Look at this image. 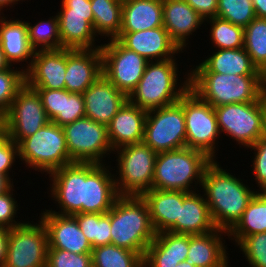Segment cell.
Returning a JSON list of instances; mask_svg holds the SVG:
<instances>
[{"label": "cell", "mask_w": 266, "mask_h": 267, "mask_svg": "<svg viewBox=\"0 0 266 267\" xmlns=\"http://www.w3.org/2000/svg\"><path fill=\"white\" fill-rule=\"evenodd\" d=\"M266 232V194L257 191L248 203L242 217L228 232L236 245L246 236Z\"/></svg>", "instance_id": "31"}, {"label": "cell", "mask_w": 266, "mask_h": 267, "mask_svg": "<svg viewBox=\"0 0 266 267\" xmlns=\"http://www.w3.org/2000/svg\"><path fill=\"white\" fill-rule=\"evenodd\" d=\"M217 17L245 28L256 15L252 0H218Z\"/></svg>", "instance_id": "39"}, {"label": "cell", "mask_w": 266, "mask_h": 267, "mask_svg": "<svg viewBox=\"0 0 266 267\" xmlns=\"http://www.w3.org/2000/svg\"><path fill=\"white\" fill-rule=\"evenodd\" d=\"M220 133L248 148L262 137L266 97L260 101L214 107Z\"/></svg>", "instance_id": "9"}, {"label": "cell", "mask_w": 266, "mask_h": 267, "mask_svg": "<svg viewBox=\"0 0 266 267\" xmlns=\"http://www.w3.org/2000/svg\"><path fill=\"white\" fill-rule=\"evenodd\" d=\"M102 74L127 96L136 88L147 63L144 57L124 47L117 39L101 44Z\"/></svg>", "instance_id": "14"}, {"label": "cell", "mask_w": 266, "mask_h": 267, "mask_svg": "<svg viewBox=\"0 0 266 267\" xmlns=\"http://www.w3.org/2000/svg\"><path fill=\"white\" fill-rule=\"evenodd\" d=\"M59 20V34L64 49H97L93 28V15L69 14V9L56 13Z\"/></svg>", "instance_id": "26"}, {"label": "cell", "mask_w": 266, "mask_h": 267, "mask_svg": "<svg viewBox=\"0 0 266 267\" xmlns=\"http://www.w3.org/2000/svg\"><path fill=\"white\" fill-rule=\"evenodd\" d=\"M26 84L25 70L10 67L0 71V116L9 110L18 91Z\"/></svg>", "instance_id": "38"}, {"label": "cell", "mask_w": 266, "mask_h": 267, "mask_svg": "<svg viewBox=\"0 0 266 267\" xmlns=\"http://www.w3.org/2000/svg\"><path fill=\"white\" fill-rule=\"evenodd\" d=\"M149 207L150 219L156 233L167 232L179 219L183 191L150 189L142 195Z\"/></svg>", "instance_id": "28"}, {"label": "cell", "mask_w": 266, "mask_h": 267, "mask_svg": "<svg viewBox=\"0 0 266 267\" xmlns=\"http://www.w3.org/2000/svg\"><path fill=\"white\" fill-rule=\"evenodd\" d=\"M143 142L156 153L186 147L183 95L176 103L147 111Z\"/></svg>", "instance_id": "10"}, {"label": "cell", "mask_w": 266, "mask_h": 267, "mask_svg": "<svg viewBox=\"0 0 266 267\" xmlns=\"http://www.w3.org/2000/svg\"><path fill=\"white\" fill-rule=\"evenodd\" d=\"M6 175L0 174V195L10 190L13 186V180ZM12 183V184H11Z\"/></svg>", "instance_id": "54"}, {"label": "cell", "mask_w": 266, "mask_h": 267, "mask_svg": "<svg viewBox=\"0 0 266 267\" xmlns=\"http://www.w3.org/2000/svg\"><path fill=\"white\" fill-rule=\"evenodd\" d=\"M42 214V215H41ZM40 219L48 235V249H62L76 254L92 253V246L73 215L43 211Z\"/></svg>", "instance_id": "17"}, {"label": "cell", "mask_w": 266, "mask_h": 267, "mask_svg": "<svg viewBox=\"0 0 266 267\" xmlns=\"http://www.w3.org/2000/svg\"><path fill=\"white\" fill-rule=\"evenodd\" d=\"M0 45L11 66L26 61L25 72L30 68L35 50L29 43L26 21L7 20L0 14Z\"/></svg>", "instance_id": "27"}, {"label": "cell", "mask_w": 266, "mask_h": 267, "mask_svg": "<svg viewBox=\"0 0 266 267\" xmlns=\"http://www.w3.org/2000/svg\"><path fill=\"white\" fill-rule=\"evenodd\" d=\"M19 1H23V0H0V14H1V10L4 8V7H8V6H13L14 3L15 4H18L17 2Z\"/></svg>", "instance_id": "56"}, {"label": "cell", "mask_w": 266, "mask_h": 267, "mask_svg": "<svg viewBox=\"0 0 266 267\" xmlns=\"http://www.w3.org/2000/svg\"><path fill=\"white\" fill-rule=\"evenodd\" d=\"M262 138L266 139V113L263 120V132H262Z\"/></svg>", "instance_id": "58"}, {"label": "cell", "mask_w": 266, "mask_h": 267, "mask_svg": "<svg viewBox=\"0 0 266 267\" xmlns=\"http://www.w3.org/2000/svg\"><path fill=\"white\" fill-rule=\"evenodd\" d=\"M254 150L253 159V175L255 176L256 184L259 186L260 192L266 189V139L259 138L252 146L248 147Z\"/></svg>", "instance_id": "43"}, {"label": "cell", "mask_w": 266, "mask_h": 267, "mask_svg": "<svg viewBox=\"0 0 266 267\" xmlns=\"http://www.w3.org/2000/svg\"><path fill=\"white\" fill-rule=\"evenodd\" d=\"M175 61H177L176 58L148 62L143 76L128 96V100L145 111L158 109L179 101L189 88V71L186 80L178 88L177 73L179 70H177L178 64Z\"/></svg>", "instance_id": "4"}, {"label": "cell", "mask_w": 266, "mask_h": 267, "mask_svg": "<svg viewBox=\"0 0 266 267\" xmlns=\"http://www.w3.org/2000/svg\"><path fill=\"white\" fill-rule=\"evenodd\" d=\"M102 75V53L97 49H66L65 89L83 94Z\"/></svg>", "instance_id": "21"}, {"label": "cell", "mask_w": 266, "mask_h": 267, "mask_svg": "<svg viewBox=\"0 0 266 267\" xmlns=\"http://www.w3.org/2000/svg\"><path fill=\"white\" fill-rule=\"evenodd\" d=\"M183 110L186 147L204 152L209 158L216 160L215 144H218L216 139L221 133L214 107L188 88L183 94Z\"/></svg>", "instance_id": "8"}, {"label": "cell", "mask_w": 266, "mask_h": 267, "mask_svg": "<svg viewBox=\"0 0 266 267\" xmlns=\"http://www.w3.org/2000/svg\"><path fill=\"white\" fill-rule=\"evenodd\" d=\"M123 0H91L96 35L116 39L122 26Z\"/></svg>", "instance_id": "32"}, {"label": "cell", "mask_w": 266, "mask_h": 267, "mask_svg": "<svg viewBox=\"0 0 266 267\" xmlns=\"http://www.w3.org/2000/svg\"><path fill=\"white\" fill-rule=\"evenodd\" d=\"M156 237L142 196H119L111 208V244L145 255Z\"/></svg>", "instance_id": "3"}, {"label": "cell", "mask_w": 266, "mask_h": 267, "mask_svg": "<svg viewBox=\"0 0 266 267\" xmlns=\"http://www.w3.org/2000/svg\"><path fill=\"white\" fill-rule=\"evenodd\" d=\"M19 157L28 168L47 174L71 164L62 126L52 121L18 144Z\"/></svg>", "instance_id": "6"}, {"label": "cell", "mask_w": 266, "mask_h": 267, "mask_svg": "<svg viewBox=\"0 0 266 267\" xmlns=\"http://www.w3.org/2000/svg\"><path fill=\"white\" fill-rule=\"evenodd\" d=\"M19 156L18 145L5 132L0 135V174L10 178L9 171Z\"/></svg>", "instance_id": "45"}, {"label": "cell", "mask_w": 266, "mask_h": 267, "mask_svg": "<svg viewBox=\"0 0 266 267\" xmlns=\"http://www.w3.org/2000/svg\"><path fill=\"white\" fill-rule=\"evenodd\" d=\"M9 229L0 227V267L3 266L7 255Z\"/></svg>", "instance_id": "52"}, {"label": "cell", "mask_w": 266, "mask_h": 267, "mask_svg": "<svg viewBox=\"0 0 266 267\" xmlns=\"http://www.w3.org/2000/svg\"><path fill=\"white\" fill-rule=\"evenodd\" d=\"M63 130L72 163L103 164V157L113 151L107 136V126L88 117L64 125Z\"/></svg>", "instance_id": "12"}, {"label": "cell", "mask_w": 266, "mask_h": 267, "mask_svg": "<svg viewBox=\"0 0 266 267\" xmlns=\"http://www.w3.org/2000/svg\"><path fill=\"white\" fill-rule=\"evenodd\" d=\"M66 49L37 50L25 72L26 84L33 89H65Z\"/></svg>", "instance_id": "20"}, {"label": "cell", "mask_w": 266, "mask_h": 267, "mask_svg": "<svg viewBox=\"0 0 266 267\" xmlns=\"http://www.w3.org/2000/svg\"><path fill=\"white\" fill-rule=\"evenodd\" d=\"M252 267H266V232L244 237L238 245Z\"/></svg>", "instance_id": "41"}, {"label": "cell", "mask_w": 266, "mask_h": 267, "mask_svg": "<svg viewBox=\"0 0 266 267\" xmlns=\"http://www.w3.org/2000/svg\"><path fill=\"white\" fill-rule=\"evenodd\" d=\"M4 132L3 117L0 116V135Z\"/></svg>", "instance_id": "59"}, {"label": "cell", "mask_w": 266, "mask_h": 267, "mask_svg": "<svg viewBox=\"0 0 266 267\" xmlns=\"http://www.w3.org/2000/svg\"><path fill=\"white\" fill-rule=\"evenodd\" d=\"M60 9H69V14L93 15L91 0H62Z\"/></svg>", "instance_id": "50"}, {"label": "cell", "mask_w": 266, "mask_h": 267, "mask_svg": "<svg viewBox=\"0 0 266 267\" xmlns=\"http://www.w3.org/2000/svg\"><path fill=\"white\" fill-rule=\"evenodd\" d=\"M51 197L61 211H51L60 215L82 213L83 202V163L73 162L49 174ZM52 177V178H51Z\"/></svg>", "instance_id": "16"}, {"label": "cell", "mask_w": 266, "mask_h": 267, "mask_svg": "<svg viewBox=\"0 0 266 267\" xmlns=\"http://www.w3.org/2000/svg\"><path fill=\"white\" fill-rule=\"evenodd\" d=\"M204 22L185 0H163V27L181 51L188 45L189 36Z\"/></svg>", "instance_id": "23"}, {"label": "cell", "mask_w": 266, "mask_h": 267, "mask_svg": "<svg viewBox=\"0 0 266 267\" xmlns=\"http://www.w3.org/2000/svg\"><path fill=\"white\" fill-rule=\"evenodd\" d=\"M180 259L163 258V254H145L143 257L144 267H176Z\"/></svg>", "instance_id": "51"}, {"label": "cell", "mask_w": 266, "mask_h": 267, "mask_svg": "<svg viewBox=\"0 0 266 267\" xmlns=\"http://www.w3.org/2000/svg\"><path fill=\"white\" fill-rule=\"evenodd\" d=\"M176 267H196L194 266L191 262H189L188 260H185L179 264L176 265Z\"/></svg>", "instance_id": "57"}, {"label": "cell", "mask_w": 266, "mask_h": 267, "mask_svg": "<svg viewBox=\"0 0 266 267\" xmlns=\"http://www.w3.org/2000/svg\"><path fill=\"white\" fill-rule=\"evenodd\" d=\"M83 117H85L83 94L62 89L61 111L52 122L63 127Z\"/></svg>", "instance_id": "40"}, {"label": "cell", "mask_w": 266, "mask_h": 267, "mask_svg": "<svg viewBox=\"0 0 266 267\" xmlns=\"http://www.w3.org/2000/svg\"><path fill=\"white\" fill-rule=\"evenodd\" d=\"M13 187L0 195V227L12 229L13 227L19 226L24 222H16L15 216L18 210V204L13 197Z\"/></svg>", "instance_id": "44"}, {"label": "cell", "mask_w": 266, "mask_h": 267, "mask_svg": "<svg viewBox=\"0 0 266 267\" xmlns=\"http://www.w3.org/2000/svg\"><path fill=\"white\" fill-rule=\"evenodd\" d=\"M111 244V209L105 213H99L96 247Z\"/></svg>", "instance_id": "48"}, {"label": "cell", "mask_w": 266, "mask_h": 267, "mask_svg": "<svg viewBox=\"0 0 266 267\" xmlns=\"http://www.w3.org/2000/svg\"><path fill=\"white\" fill-rule=\"evenodd\" d=\"M210 23L212 43L219 49H239L244 47V27L215 16L205 20Z\"/></svg>", "instance_id": "37"}, {"label": "cell", "mask_w": 266, "mask_h": 267, "mask_svg": "<svg viewBox=\"0 0 266 267\" xmlns=\"http://www.w3.org/2000/svg\"><path fill=\"white\" fill-rule=\"evenodd\" d=\"M204 195L183 191V205H180L179 219L167 231L179 234L202 235L215 230Z\"/></svg>", "instance_id": "24"}, {"label": "cell", "mask_w": 266, "mask_h": 267, "mask_svg": "<svg viewBox=\"0 0 266 267\" xmlns=\"http://www.w3.org/2000/svg\"><path fill=\"white\" fill-rule=\"evenodd\" d=\"M201 187L215 227L226 232L240 220L257 193L223 169L216 160L206 167Z\"/></svg>", "instance_id": "1"}, {"label": "cell", "mask_w": 266, "mask_h": 267, "mask_svg": "<svg viewBox=\"0 0 266 267\" xmlns=\"http://www.w3.org/2000/svg\"><path fill=\"white\" fill-rule=\"evenodd\" d=\"M258 70L266 76V18L256 17L244 28V47Z\"/></svg>", "instance_id": "34"}, {"label": "cell", "mask_w": 266, "mask_h": 267, "mask_svg": "<svg viewBox=\"0 0 266 267\" xmlns=\"http://www.w3.org/2000/svg\"><path fill=\"white\" fill-rule=\"evenodd\" d=\"M256 17L266 18V0H252Z\"/></svg>", "instance_id": "53"}, {"label": "cell", "mask_w": 266, "mask_h": 267, "mask_svg": "<svg viewBox=\"0 0 266 267\" xmlns=\"http://www.w3.org/2000/svg\"><path fill=\"white\" fill-rule=\"evenodd\" d=\"M10 67H12V66L7 61V59H6L5 55H4L3 49L1 48V45H0V71H4V70H6L7 68H10Z\"/></svg>", "instance_id": "55"}, {"label": "cell", "mask_w": 266, "mask_h": 267, "mask_svg": "<svg viewBox=\"0 0 266 267\" xmlns=\"http://www.w3.org/2000/svg\"><path fill=\"white\" fill-rule=\"evenodd\" d=\"M106 164L83 163L82 213H107L120 196Z\"/></svg>", "instance_id": "15"}, {"label": "cell", "mask_w": 266, "mask_h": 267, "mask_svg": "<svg viewBox=\"0 0 266 267\" xmlns=\"http://www.w3.org/2000/svg\"><path fill=\"white\" fill-rule=\"evenodd\" d=\"M28 221L9 229L5 263L2 267H46L48 235L45 224Z\"/></svg>", "instance_id": "11"}, {"label": "cell", "mask_w": 266, "mask_h": 267, "mask_svg": "<svg viewBox=\"0 0 266 267\" xmlns=\"http://www.w3.org/2000/svg\"><path fill=\"white\" fill-rule=\"evenodd\" d=\"M92 248L96 247L99 213H77L73 215Z\"/></svg>", "instance_id": "47"}, {"label": "cell", "mask_w": 266, "mask_h": 267, "mask_svg": "<svg viewBox=\"0 0 266 267\" xmlns=\"http://www.w3.org/2000/svg\"><path fill=\"white\" fill-rule=\"evenodd\" d=\"M50 122L38 92L25 84L3 116L4 132L17 145Z\"/></svg>", "instance_id": "13"}, {"label": "cell", "mask_w": 266, "mask_h": 267, "mask_svg": "<svg viewBox=\"0 0 266 267\" xmlns=\"http://www.w3.org/2000/svg\"><path fill=\"white\" fill-rule=\"evenodd\" d=\"M116 39L124 47L135 51L149 62L175 58V54L183 52L171 40L164 27L136 32H119Z\"/></svg>", "instance_id": "18"}, {"label": "cell", "mask_w": 266, "mask_h": 267, "mask_svg": "<svg viewBox=\"0 0 266 267\" xmlns=\"http://www.w3.org/2000/svg\"><path fill=\"white\" fill-rule=\"evenodd\" d=\"M189 234L172 232L156 233V237L146 249L145 254H163V258L187 260Z\"/></svg>", "instance_id": "35"}, {"label": "cell", "mask_w": 266, "mask_h": 267, "mask_svg": "<svg viewBox=\"0 0 266 267\" xmlns=\"http://www.w3.org/2000/svg\"><path fill=\"white\" fill-rule=\"evenodd\" d=\"M147 111L129 100L107 125V136L113 152L115 149L143 142Z\"/></svg>", "instance_id": "22"}, {"label": "cell", "mask_w": 266, "mask_h": 267, "mask_svg": "<svg viewBox=\"0 0 266 267\" xmlns=\"http://www.w3.org/2000/svg\"><path fill=\"white\" fill-rule=\"evenodd\" d=\"M223 234L228 236V232L216 228L206 234L189 235L187 260L196 267H229Z\"/></svg>", "instance_id": "25"}, {"label": "cell", "mask_w": 266, "mask_h": 267, "mask_svg": "<svg viewBox=\"0 0 266 267\" xmlns=\"http://www.w3.org/2000/svg\"><path fill=\"white\" fill-rule=\"evenodd\" d=\"M46 267H92V253L76 254L62 249H48Z\"/></svg>", "instance_id": "42"}, {"label": "cell", "mask_w": 266, "mask_h": 267, "mask_svg": "<svg viewBox=\"0 0 266 267\" xmlns=\"http://www.w3.org/2000/svg\"><path fill=\"white\" fill-rule=\"evenodd\" d=\"M190 72H216L234 75H264L244 48L218 49Z\"/></svg>", "instance_id": "30"}, {"label": "cell", "mask_w": 266, "mask_h": 267, "mask_svg": "<svg viewBox=\"0 0 266 267\" xmlns=\"http://www.w3.org/2000/svg\"><path fill=\"white\" fill-rule=\"evenodd\" d=\"M116 161L119 171L115 185L120 196H142L152 189L157 153L144 142L119 147Z\"/></svg>", "instance_id": "7"}, {"label": "cell", "mask_w": 266, "mask_h": 267, "mask_svg": "<svg viewBox=\"0 0 266 267\" xmlns=\"http://www.w3.org/2000/svg\"><path fill=\"white\" fill-rule=\"evenodd\" d=\"M163 27V0H123L120 32Z\"/></svg>", "instance_id": "29"}, {"label": "cell", "mask_w": 266, "mask_h": 267, "mask_svg": "<svg viewBox=\"0 0 266 267\" xmlns=\"http://www.w3.org/2000/svg\"><path fill=\"white\" fill-rule=\"evenodd\" d=\"M212 161L204 152L188 147L157 153L152 188L194 192L192 188L202 185L205 169Z\"/></svg>", "instance_id": "5"}, {"label": "cell", "mask_w": 266, "mask_h": 267, "mask_svg": "<svg viewBox=\"0 0 266 267\" xmlns=\"http://www.w3.org/2000/svg\"><path fill=\"white\" fill-rule=\"evenodd\" d=\"M42 100V105L50 121H53L61 111L62 89H35Z\"/></svg>", "instance_id": "46"}, {"label": "cell", "mask_w": 266, "mask_h": 267, "mask_svg": "<svg viewBox=\"0 0 266 267\" xmlns=\"http://www.w3.org/2000/svg\"><path fill=\"white\" fill-rule=\"evenodd\" d=\"M204 20L217 16L218 0H185Z\"/></svg>", "instance_id": "49"}, {"label": "cell", "mask_w": 266, "mask_h": 267, "mask_svg": "<svg viewBox=\"0 0 266 267\" xmlns=\"http://www.w3.org/2000/svg\"><path fill=\"white\" fill-rule=\"evenodd\" d=\"M189 88L212 107L260 101L265 96V75L189 72Z\"/></svg>", "instance_id": "2"}, {"label": "cell", "mask_w": 266, "mask_h": 267, "mask_svg": "<svg viewBox=\"0 0 266 267\" xmlns=\"http://www.w3.org/2000/svg\"><path fill=\"white\" fill-rule=\"evenodd\" d=\"M28 38L31 47L37 50H59L63 49L59 34L58 16H52L47 21H39L32 25L26 21Z\"/></svg>", "instance_id": "36"}, {"label": "cell", "mask_w": 266, "mask_h": 267, "mask_svg": "<svg viewBox=\"0 0 266 267\" xmlns=\"http://www.w3.org/2000/svg\"><path fill=\"white\" fill-rule=\"evenodd\" d=\"M92 267H144L143 256L114 244L92 249Z\"/></svg>", "instance_id": "33"}, {"label": "cell", "mask_w": 266, "mask_h": 267, "mask_svg": "<svg viewBox=\"0 0 266 267\" xmlns=\"http://www.w3.org/2000/svg\"><path fill=\"white\" fill-rule=\"evenodd\" d=\"M83 97L85 117L106 126L128 100L103 74L85 90Z\"/></svg>", "instance_id": "19"}]
</instances>
